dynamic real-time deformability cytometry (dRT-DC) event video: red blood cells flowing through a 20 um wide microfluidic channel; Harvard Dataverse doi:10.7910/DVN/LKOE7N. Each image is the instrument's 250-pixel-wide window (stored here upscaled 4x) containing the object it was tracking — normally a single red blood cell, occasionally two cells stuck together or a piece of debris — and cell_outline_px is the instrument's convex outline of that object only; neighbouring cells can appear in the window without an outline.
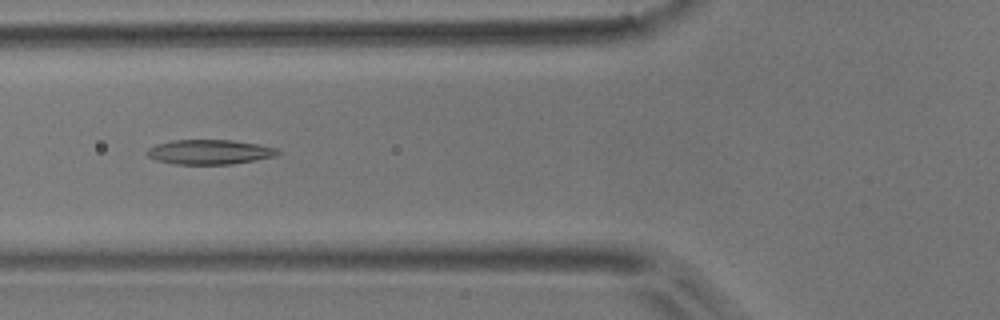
{"species": "common noctule bat (a hibernating species)", "species_latin": "Nyctalus noctula", "temperature_condition": "room temperature", "stored_images_in_passage": 4, "camera_frame_rate_fps": 3000, "um_per_image_px": 0.085, "animal": {"sex": "male", "body_mass_g": 17.9}, "frame": {"image": 1, "passage_image": 2, "time_ms": 1.0, "image_size_px": [1000, 320], "cell_outline_px": [[280, 152], [276, 156], [232, 164], [176, 164], [156, 160], [148, 156], [144, 152], [148, 148], [156, 144], [172, 140], [232, 140], [260, 144], [276, 148]], "centroid_in_image_um": [17.79, 12.91], "position_along_channel_um": 108.0, "area_um2": 18.84}}
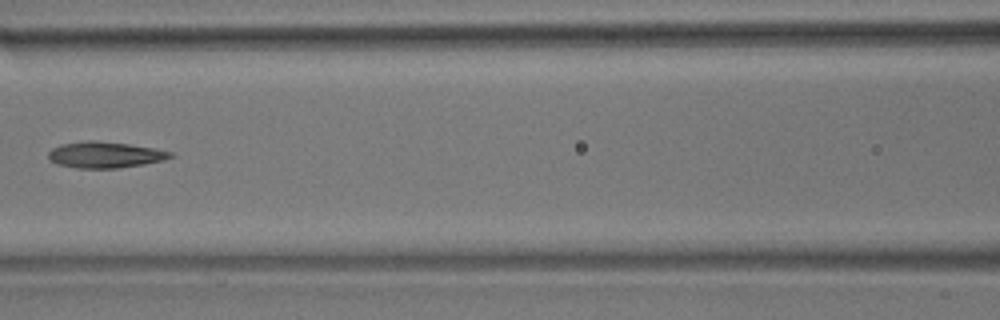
{"frame": {"image": 2, "passage_image": 3, "time_ms": 2.333, "image_size_px": [1000, 320], "cell_outline_px": [[176, 156], [164, 160], [144, 164], [116, 168], [76, 168], [56, 164], [48, 160], [48, 152], [52, 148], [60, 144], [88, 140], [96, 140], [128, 144], [156, 148], [172, 152]], "centroid_in_image_um": [8.92, 13.15], "position_along_channel_um": 157.7, "area_um2": 18.84}}
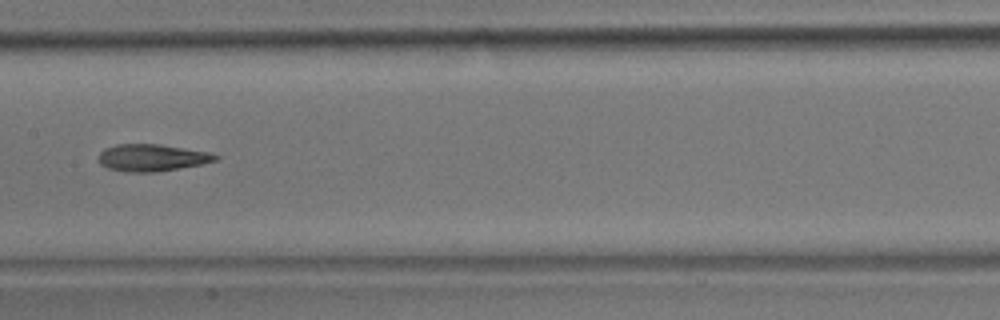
{"frame": {"image": 3, "passage_image": 4, "time_ms": 3.333, "image_size_px": [1000, 320], "cell_outline_px": [[220, 156], [216, 160], [200, 164], [180, 168], [156, 172], [124, 172], [108, 168], [100, 164], [100, 152], [104, 148], [116, 144], [160, 144], [208, 152]], "centroid_in_image_um": [12.89, 13.4], "position_along_channel_um": 194.5, "area_um2": 18.32}}